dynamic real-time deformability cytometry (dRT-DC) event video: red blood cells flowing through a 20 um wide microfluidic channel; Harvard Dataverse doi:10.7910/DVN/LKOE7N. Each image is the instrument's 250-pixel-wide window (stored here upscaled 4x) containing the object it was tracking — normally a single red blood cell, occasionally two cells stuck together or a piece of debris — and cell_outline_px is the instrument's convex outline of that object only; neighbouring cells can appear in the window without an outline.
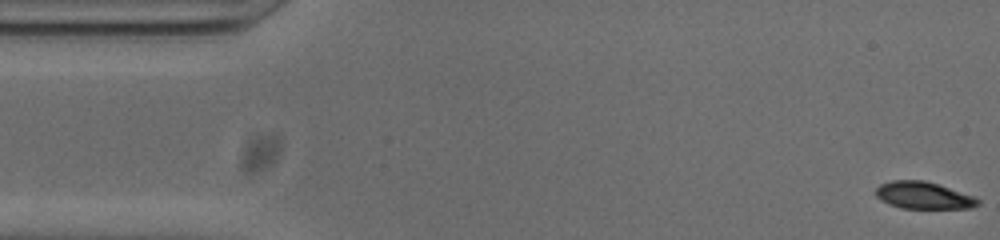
{"species": "common noctule bat (a hibernating species)", "species_latin": "Nyctalus noctula", "temperature_condition": "cold", "stored_images_in_passage": 52, "camera_frame_rate_fps": 3000, "um_per_image_px": 0.085, "animal": {"sex": "male", "body_mass_g": 20.0, "forearm_length_mm": 53.3}, "frame": {"image": 1, "passage_image": 1, "time_ms": 0.0, "image_size_px": [1000, 240], "cell_outline_px": [[980, 204], [972, 208], [904, 208], [888, 204], [880, 200], [876, 196], [876, 188], [880, 184], [892, 180], [924, 180], [972, 196], [980, 200]], "centroid_in_image_um": [78.46, 16.61], "position_along_channel_um": 6.5, "area_um2": 15.9}}
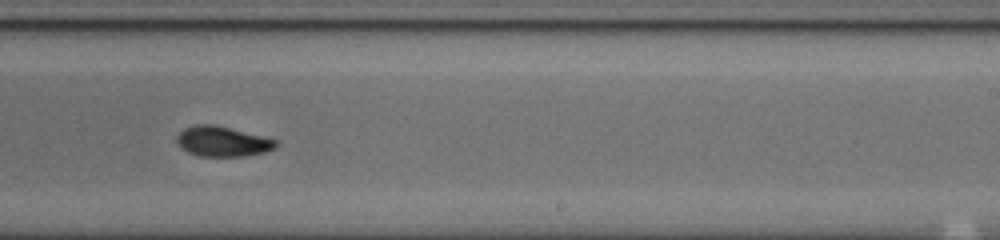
{"frame": {"image": 2, "passage_image": 31, "time_ms": 10.0, "image_size_px": [1000, 240], "cell_outline_px": [[280, 144], [276, 148], [264, 152], [244, 156], [200, 156], [188, 152], [176, 140], [176, 136], [184, 128], [196, 124], [212, 124], [280, 140]], "centroid_in_image_um": [18.97, 12.02], "position_along_channel_um": 270.0, "area_um2": 17.34}}
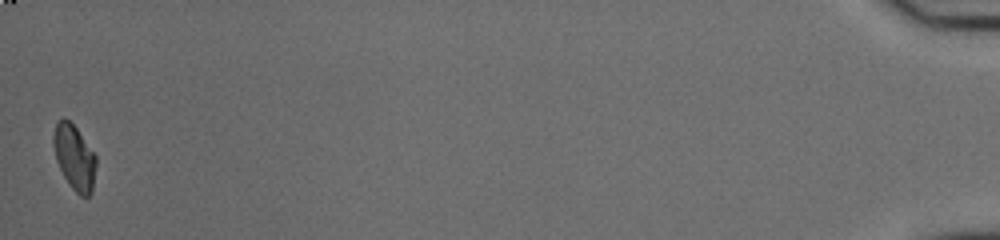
{"frame": {"image": 3, "passage_image": 52, "time_ms": 17.0, "image_size_px": [1000, 240], "cell_outline_px": [[96, 164], [92, 192], [88, 196], [80, 196], [68, 184], [56, 160], [52, 144], [52, 136], [56, 124], [64, 116], [76, 128], [96, 156]], "centroid_in_image_um": [6.31, 13.38], "position_along_channel_um": 428.9, "area_um2": 16.07}, "authors_computed_cell_mechanics": {"area_um2": 17.3689, "velocity_mm_per_s": 3.8173, "shape_relaxation_time_tau1_ms": 6.3816, "shape_relaxation_time_tau2_ms": 8.5463, "deformation_change_tau1": 0.1708, "deformation_change_tau2": 0.1195}}